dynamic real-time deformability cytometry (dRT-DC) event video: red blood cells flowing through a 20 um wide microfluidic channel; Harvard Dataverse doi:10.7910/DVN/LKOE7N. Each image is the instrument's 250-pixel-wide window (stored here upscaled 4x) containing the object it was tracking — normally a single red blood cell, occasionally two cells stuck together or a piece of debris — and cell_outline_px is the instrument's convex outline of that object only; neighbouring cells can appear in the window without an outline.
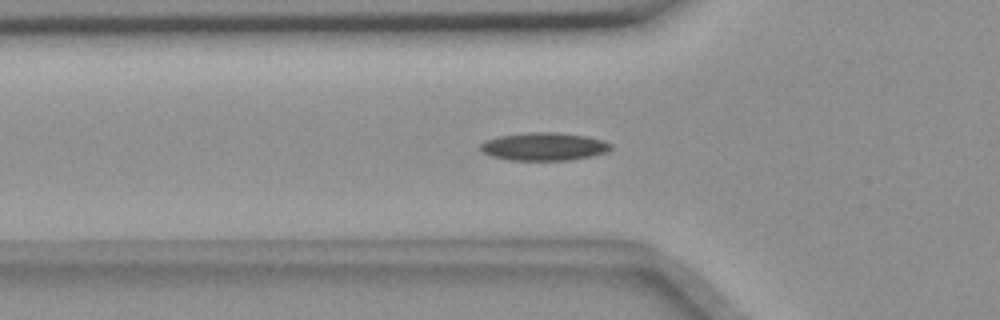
{"species": "common noctule bat (a hibernating species)", "species_latin": "Nyctalus noctula", "temperature_condition": "room temperature", "stored_images_in_passage": 43, "camera_frame_rate_fps": 3000, "um_per_image_px": 0.085, "animal": {"sex": "female", "body_mass_g": 18.4}, "frame": {"image": 1, "passage_image": 5, "time_ms": 1.333, "image_size_px": [1000, 320], "cell_outline_px": [[612, 148], [608, 152], [592, 156], [572, 160], [508, 160], [492, 156], [484, 152], [480, 148], [480, 144], [484, 140], [500, 136], [528, 132], [556, 132], [584, 136], [604, 140], [612, 144]], "centroid_in_image_um": [46.26, 12.46], "position_along_channel_um": 79.5, "area_um2": 21.33}}
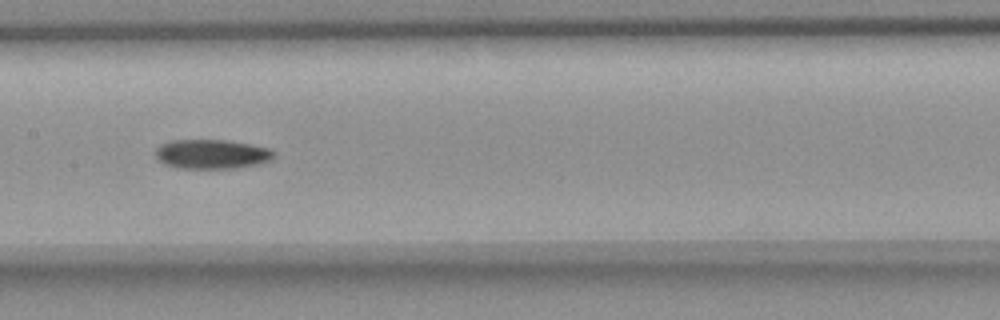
{"frame": {"image": 2, "passage_image": 14, "time_ms": 4.333, "image_size_px": [1000, 320], "cell_outline_px": [[272, 160], [260, 164], [232, 168], [176, 168], [164, 164], [156, 156], [156, 148], [160, 144], [172, 140], [228, 140], [268, 148], [272, 152]], "centroid_in_image_um": [17.96, 13.1], "position_along_channel_um": 189.4, "area_um2": 20.11}}
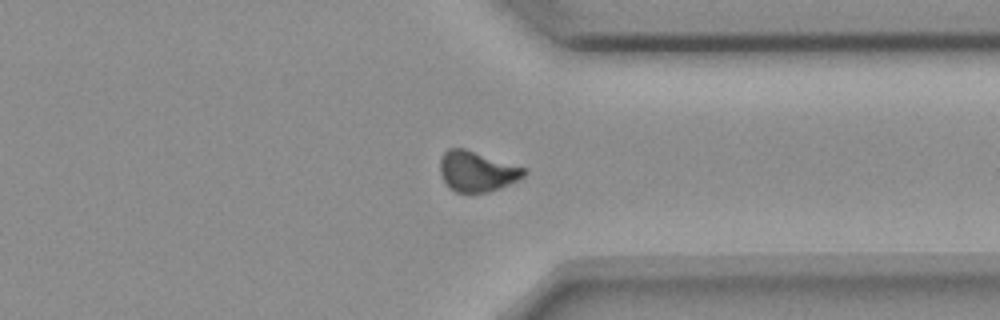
{"frame": {"image": 3, "passage_image": 29, "time_ms": 9.333, "image_size_px": [1000, 320], "cell_outline_px": [[528, 172], [524, 176], [500, 188], [488, 192], [468, 196], [456, 192], [444, 180], [440, 172], [440, 160], [444, 152], [448, 148], [464, 148], [524, 168]], "centroid_in_image_um": [40.51, 14.6], "position_along_channel_um": 370.9, "area_um2": 19.77}, "authors_computed_cell_mechanics": {"area_um2": 20.0566, "velocity_mm_per_s": 3.655, "shape_relaxation_time_tau1_ms": 6.8925, "shape_relaxation_time_tau2_ms": null, "deformation_change_tau1": 0.1551, "deformation_change_tau2": null}}